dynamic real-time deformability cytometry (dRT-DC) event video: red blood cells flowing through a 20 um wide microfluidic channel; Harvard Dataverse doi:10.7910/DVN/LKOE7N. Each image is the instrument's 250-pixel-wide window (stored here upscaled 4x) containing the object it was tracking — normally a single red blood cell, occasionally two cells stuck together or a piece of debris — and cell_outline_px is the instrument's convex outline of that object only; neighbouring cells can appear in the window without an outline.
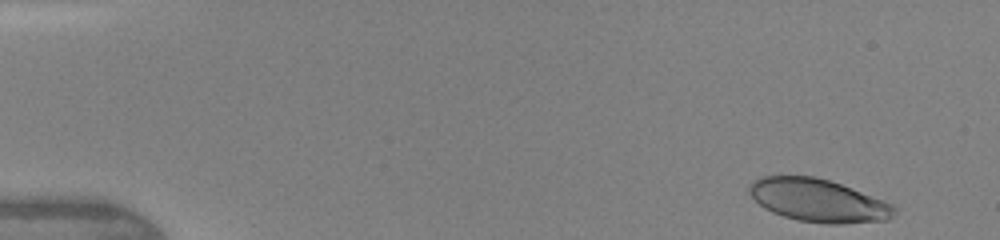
{"species": "human", "species_latin": "Homo sapiens", "temperature_condition": "warm", "stored_images_in_passage": 6, "camera_frame_rate_fps": 3000, "um_per_image_px": 0.085, "donor": {"sex": "female"}, "frame": {"image": 1, "passage_image": 1, "time_ms": 0.0, "image_size_px": [1000, 240], "cell_outline_px": [[896, 212], [888, 220], [840, 224], [828, 224], [796, 220], [772, 212], [764, 208], [748, 192], [748, 184], [752, 180], [760, 176], [816, 176], [852, 188], [884, 200], [892, 204], [896, 208]], "centroid_in_image_um": [69.53, 17.03], "position_along_channel_um": 15.5, "area_um2": 36.36}}
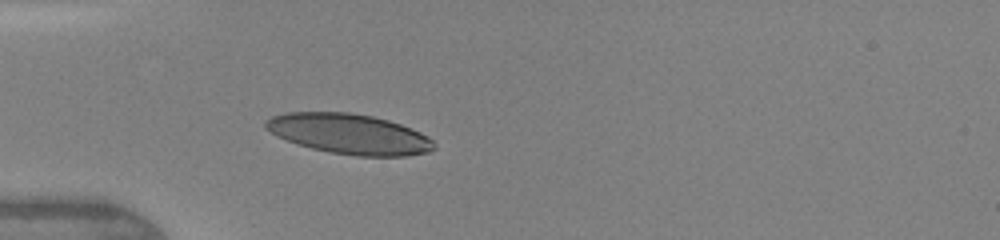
{"frame": {"image": 2, "passage_image": 6, "time_ms": 3.667, "image_size_px": [1000, 240], "cell_outline_px": [[436, 148], [428, 152], [404, 156], [356, 156], [328, 152], [296, 144], [276, 136], [264, 128], [264, 120], [272, 116], [288, 112], [348, 112], [372, 116], [388, 120], [400, 124], [420, 132], [428, 136], [436, 144]], "centroid_in_image_um": [29.66, 11.39], "position_along_channel_um": 55.3, "area_um2": 39.65}}